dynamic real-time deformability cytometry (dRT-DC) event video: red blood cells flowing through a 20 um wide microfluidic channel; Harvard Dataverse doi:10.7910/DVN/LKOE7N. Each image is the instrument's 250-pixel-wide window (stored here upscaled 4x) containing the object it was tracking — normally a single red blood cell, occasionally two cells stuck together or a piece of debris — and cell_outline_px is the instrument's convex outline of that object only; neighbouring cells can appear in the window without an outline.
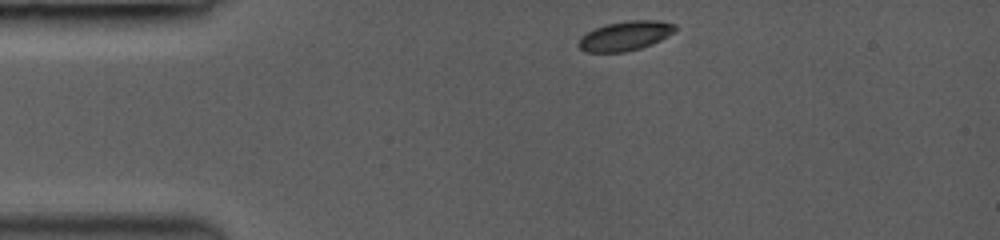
{"species": "common noctule bat (a hibernating species)", "species_latin": "Nyctalus noctula", "temperature_condition": "room temperature", "stored_images_in_passage": 3, "camera_frame_rate_fps": 3000, "um_per_image_px": 0.085, "animal": {"sex": "female", "body_mass_g": 19.0, "forearm_length_mm": 53.3}, "frame": {"image": 1, "passage_image": 1, "time_ms": 0.0, "image_size_px": [1000, 240], "cell_outline_px": [[676, 28], [668, 36], [652, 44], [640, 48], [624, 52], [588, 52], [580, 48], [576, 44], [580, 36], [596, 28], [608, 24], [628, 20], [660, 20], [676, 24]], "centroid_in_image_um": [53.14, 3.04], "position_along_channel_um": 31.9, "area_um2": 16.53}}